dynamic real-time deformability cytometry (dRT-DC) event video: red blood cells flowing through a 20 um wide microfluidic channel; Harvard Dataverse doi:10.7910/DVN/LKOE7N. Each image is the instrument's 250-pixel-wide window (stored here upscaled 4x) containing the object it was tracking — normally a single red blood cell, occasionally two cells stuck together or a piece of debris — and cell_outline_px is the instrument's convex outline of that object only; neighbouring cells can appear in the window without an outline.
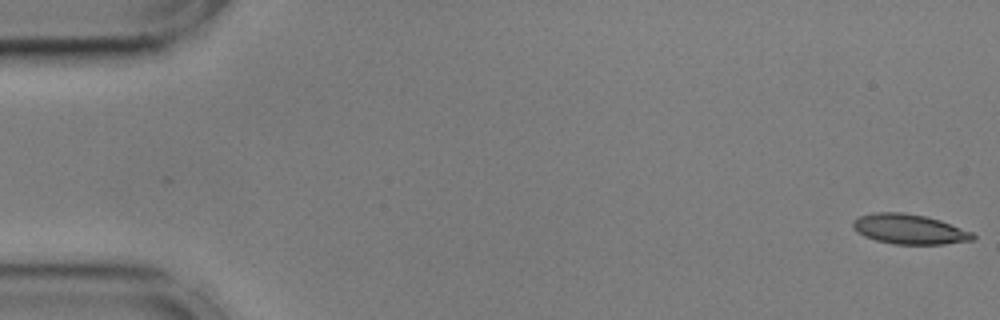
{"species": "common noctule bat (a hibernating species)", "species_latin": "Nyctalus noctula", "temperature_condition": "cold", "stored_images_in_passage": 55, "camera_frame_rate_fps": 3000, "um_per_image_px": 0.085, "animal": {"sex": "male", "body_mass_g": 17.9, "forearm_length_mm": 54.2}, "frame": {"image": 1, "passage_image": 1, "time_ms": 0.0, "image_size_px": [1000, 320], "cell_outline_px": [[976, 236], [972, 240], [944, 244], [892, 244], [876, 240], [864, 236], [856, 232], [852, 228], [852, 220], [860, 216], [872, 212], [900, 212], [924, 216], [940, 220], [972, 232]], "centroid_in_image_um": [77.24, 19.48], "position_along_channel_um": 7.8, "area_um2": 20.92}}
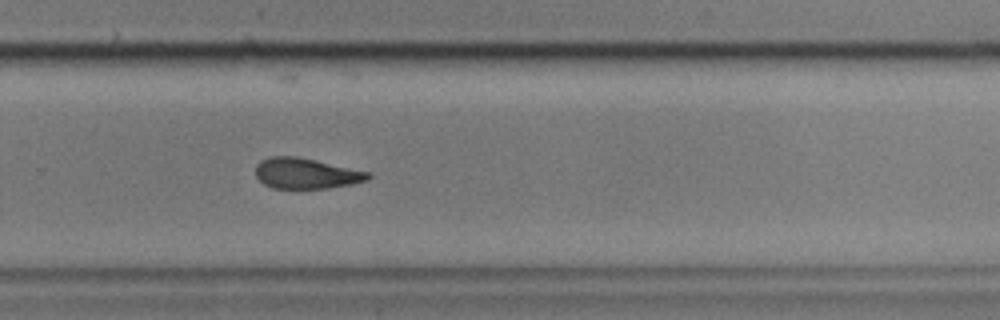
{"frame": {"image": 2, "passage_image": 37, "time_ms": 12.0, "image_size_px": [1000, 320], "cell_outline_px": [[372, 176], [368, 180], [352, 184], [328, 188], [272, 188], [264, 184], [256, 176], [256, 164], [260, 160], [268, 156], [296, 156], [316, 160], [372, 172]], "centroid_in_image_um": [26.04, 14.73], "position_along_channel_um": 303.8, "area_um2": 20.29}}
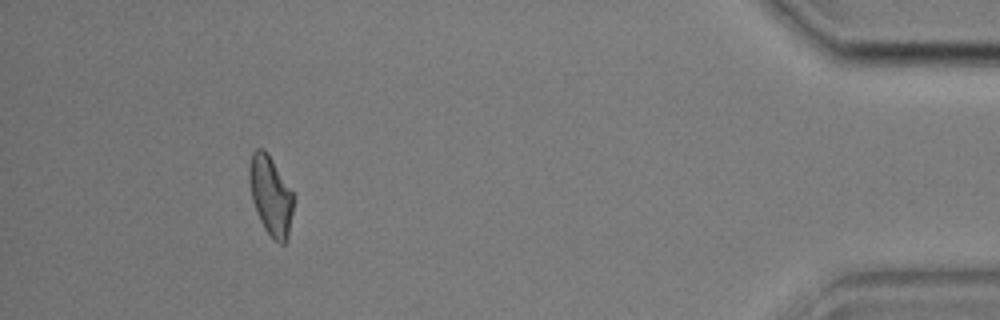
{"frame": {"image": 3, "passage_image": 51, "time_ms": 16.667, "image_size_px": [1000, 320], "cell_outline_px": [[292, 212], [288, 240], [284, 244], [280, 244], [264, 228], [256, 212], [252, 200], [248, 180], [248, 164], [252, 152], [256, 148], [264, 148], [268, 152], [292, 192]], "centroid_in_image_um": [22.97, 16.58], "position_along_channel_um": 412.2, "area_um2": 20.4}, "authors_computed_cell_mechanics": {"area_um2": 21.097, "velocity_mm_per_s": 3.6001, "shape_relaxation_time_tau1_ms": 7.803, "shape_relaxation_time_tau2_ms": 4.4688, "deformation_change_tau1": 0.1727, "deformation_change_tau2": 0.1268}}